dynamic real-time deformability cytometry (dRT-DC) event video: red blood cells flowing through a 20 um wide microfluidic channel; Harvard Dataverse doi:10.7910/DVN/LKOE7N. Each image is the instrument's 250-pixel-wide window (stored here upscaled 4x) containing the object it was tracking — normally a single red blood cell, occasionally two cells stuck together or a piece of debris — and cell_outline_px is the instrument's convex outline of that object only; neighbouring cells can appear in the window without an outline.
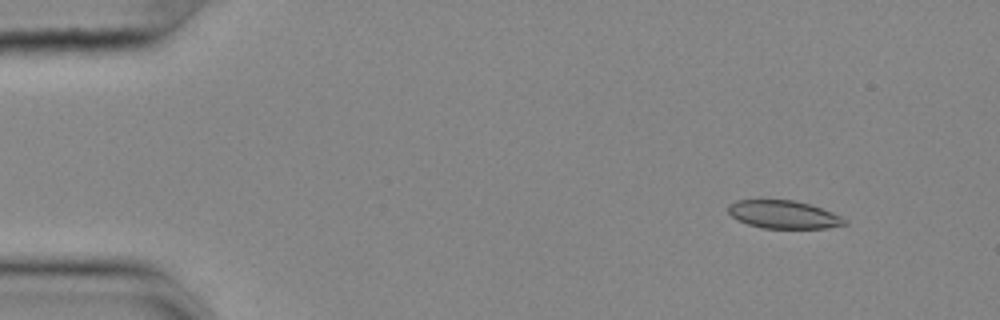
{"species": "common noctule bat (a hibernating species)", "species_latin": "Nyctalus noctula", "temperature_condition": "cold", "stored_images_in_passage": 12, "camera_frame_rate_fps": 3000, "um_per_image_px": 0.085, "animal": {"sex": "female", "body_mass_g": 25.1}, "frame": {"image": 1, "passage_image": 1, "time_ms": 0.0, "image_size_px": [1000, 320], "cell_outline_px": [[848, 224], [828, 228], [764, 228], [748, 224], [732, 216], [728, 212], [728, 204], [736, 200], [796, 200], [832, 212], [848, 220]], "centroid_in_image_um": [66.62, 18.23], "position_along_channel_um": 18.4, "area_um2": 18.9}}